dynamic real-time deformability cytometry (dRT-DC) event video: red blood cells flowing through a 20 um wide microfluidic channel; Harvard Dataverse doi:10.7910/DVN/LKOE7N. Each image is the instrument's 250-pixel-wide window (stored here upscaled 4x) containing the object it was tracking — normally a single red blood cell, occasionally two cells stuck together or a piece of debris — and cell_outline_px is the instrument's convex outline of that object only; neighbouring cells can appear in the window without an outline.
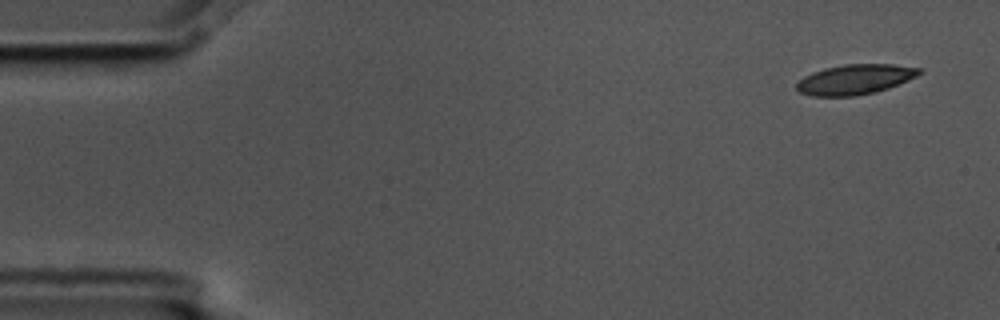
{"species": "common noctule bat (a hibernating species)", "species_latin": "Nyctalus noctula", "temperature_condition": "cold", "stored_images_in_passage": 7, "camera_frame_rate_fps": 3000, "um_per_image_px": 0.085, "animal": {"sex": "male", "body_mass_g": 17.5, "forearm_length_mm": 52.3}, "frame": {"image": 1, "passage_image": 1, "time_ms": 0.0, "image_size_px": [1000, 320], "cell_outline_px": [[924, 72], [908, 80], [888, 88], [876, 92], [856, 96], [812, 96], [800, 92], [796, 88], [796, 84], [804, 76], [812, 72], [824, 68], [844, 64], [892, 64], [924, 68]], "centroid_in_image_um": [72.7, 6.74], "position_along_channel_um": 12.3, "area_um2": 21.62}}
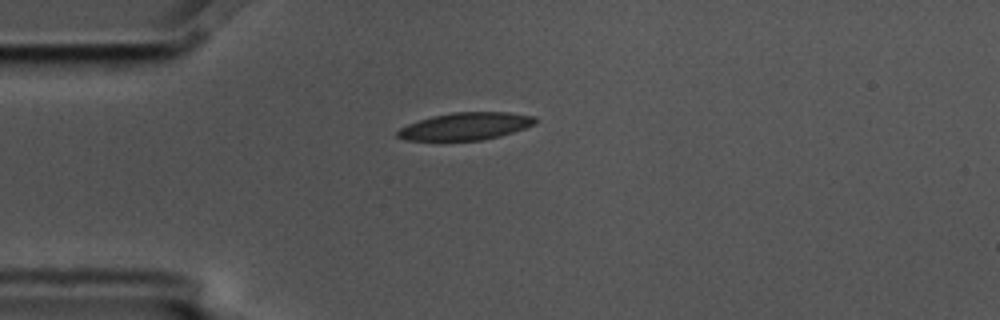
{"frame": {"image": 2, "passage_image": 4, "time_ms": 1.0, "image_size_px": [1000, 320], "cell_outline_px": [[536, 124], [500, 136], [484, 140], [404, 140], [396, 136], [396, 132], [400, 128], [408, 124], [432, 116], [452, 112], [508, 112], [536, 116]], "centroid_in_image_um": [39.58, 10.73], "position_along_channel_um": 45.4, "area_um2": 21.96}}